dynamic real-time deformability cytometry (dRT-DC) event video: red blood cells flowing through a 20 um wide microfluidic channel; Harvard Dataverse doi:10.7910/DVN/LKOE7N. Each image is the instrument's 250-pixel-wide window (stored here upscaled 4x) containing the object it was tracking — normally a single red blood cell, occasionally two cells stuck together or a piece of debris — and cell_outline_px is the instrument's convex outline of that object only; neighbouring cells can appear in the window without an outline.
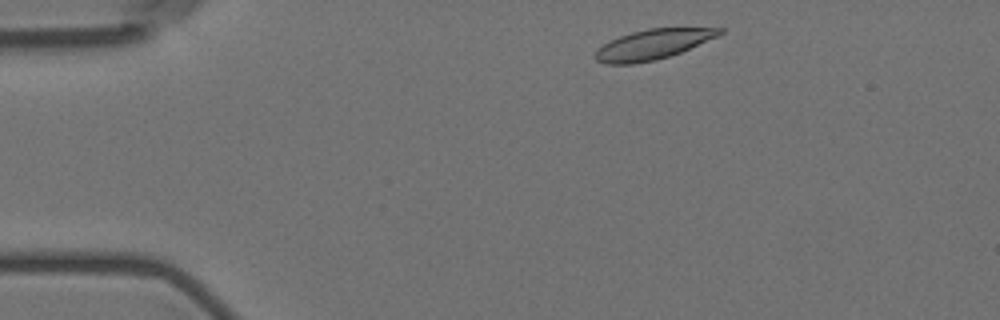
{"species": "Egyptian fruit bat (a non-hibernating species)", "species_latin": "Rousettus aegyptiacus", "temperature_condition": "room temperature", "stored_images_in_passage": 3, "camera_frame_rate_fps": 3000, "um_per_image_px": 0.085, "animal": {"sex": "female"}, "frame": {"image": 1, "passage_image": 1, "time_ms": 0.0, "image_size_px": [1000, 320], "cell_outline_px": [[724, 32], [716, 36], [680, 52], [656, 60], [632, 64], [604, 64], [596, 60], [596, 52], [604, 44], [620, 36], [632, 32], [648, 28], [724, 28]], "centroid_in_image_um": [55.47, 3.78], "position_along_channel_um": 29.5, "area_um2": 21.21}}